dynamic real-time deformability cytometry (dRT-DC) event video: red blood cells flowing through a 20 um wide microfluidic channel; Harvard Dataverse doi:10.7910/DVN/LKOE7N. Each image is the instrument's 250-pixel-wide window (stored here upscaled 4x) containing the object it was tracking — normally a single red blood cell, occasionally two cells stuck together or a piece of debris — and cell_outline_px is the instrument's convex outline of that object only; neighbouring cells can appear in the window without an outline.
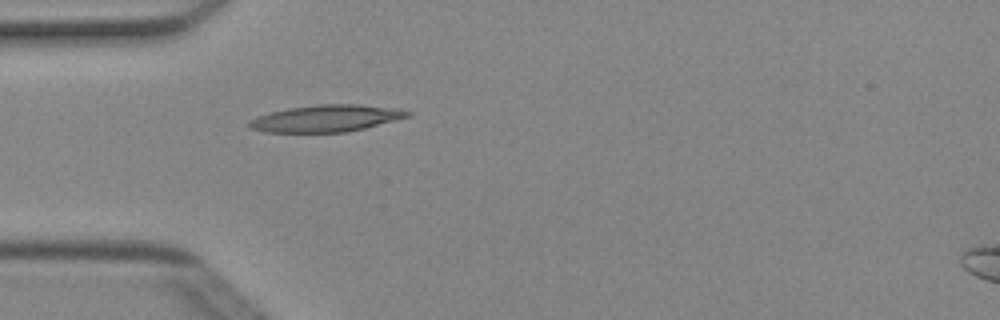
{"species": "Egyptian fruit bat (a non-hibernating species)", "species_latin": "Rousettus aegyptiacus", "temperature_condition": "cold", "stored_images_in_passage": 4, "camera_frame_rate_fps": 3000, "um_per_image_px": 0.085, "animal": {"sex": "female"}, "frame": {"image": 1, "passage_image": 4, "time_ms": 1.0, "image_size_px": [1000, 320], "cell_outline_px": [[412, 112], [408, 116], [364, 128], [344, 132], [264, 132], [252, 128], [248, 124], [256, 116], [288, 108], [320, 104], [360, 104], [400, 108]], "centroid_in_image_um": [27.74, 10.05], "position_along_channel_um": 57.3, "area_um2": 24.51}}